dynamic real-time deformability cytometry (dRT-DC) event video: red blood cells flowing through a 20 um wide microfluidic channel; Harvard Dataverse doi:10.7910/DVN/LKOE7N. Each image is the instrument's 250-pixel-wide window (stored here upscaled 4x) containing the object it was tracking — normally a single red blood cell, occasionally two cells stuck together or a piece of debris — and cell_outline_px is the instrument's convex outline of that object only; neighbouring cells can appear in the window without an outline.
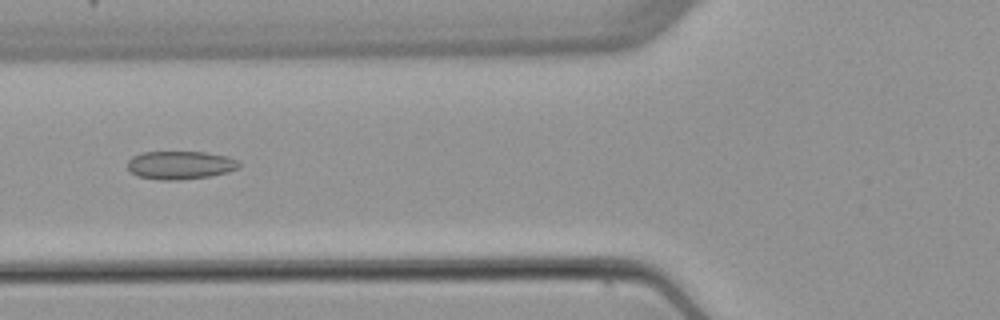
{"species": "common noctule bat (a hibernating species)", "species_latin": "Nyctalus noctula", "temperature_condition": "warm", "stored_images_in_passage": 5, "camera_frame_rate_fps": 3000, "um_per_image_px": 0.085, "animal": {"sex": "female", "body_mass_g": 22.7, "forearm_length_mm": 54.2}, "frame": {"image": 1, "passage_image": 5, "time_ms": 5.667, "image_size_px": [1000, 320], "cell_outline_px": [[240, 168], [228, 172], [208, 176], [180, 180], [160, 180], [136, 176], [128, 168], [128, 160], [132, 156], [140, 152], [204, 152], [228, 156], [236, 160], [240, 164]], "centroid_in_image_um": [15.31, 14.03], "position_along_channel_um": 110.5, "area_um2": 18.44}}